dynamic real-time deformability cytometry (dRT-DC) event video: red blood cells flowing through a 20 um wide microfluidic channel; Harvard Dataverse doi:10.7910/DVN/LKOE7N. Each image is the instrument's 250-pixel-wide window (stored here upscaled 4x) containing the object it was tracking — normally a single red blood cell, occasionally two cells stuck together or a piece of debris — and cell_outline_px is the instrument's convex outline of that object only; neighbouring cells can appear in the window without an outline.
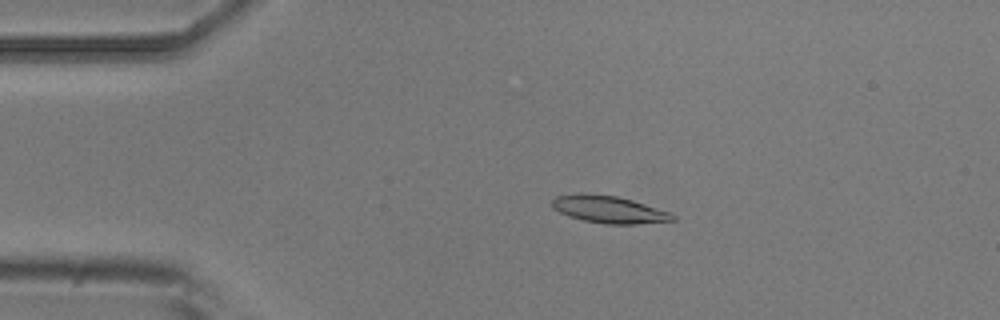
{"species": "common noctule bat (a hibernating species)", "species_latin": "Nyctalus noctula", "temperature_condition": "room temperature", "stored_images_in_passage": 54, "camera_frame_rate_fps": 3000, "um_per_image_px": 0.085, "animal": {"sex": "male", "body_mass_g": 20.5, "forearm_length_mm": 52.5}, "frame": {"image": 1, "passage_image": 11, "time_ms": 3.333, "image_size_px": [1000, 320], "cell_outline_px": [[676, 220], [636, 224], [604, 224], [584, 220], [568, 216], [552, 208], [552, 200], [556, 196], [580, 192], [616, 196], [632, 200], [672, 212], [676, 216]], "centroid_in_image_um": [51.77, 17.8], "position_along_channel_um": 33.2, "area_um2": 19.31}}
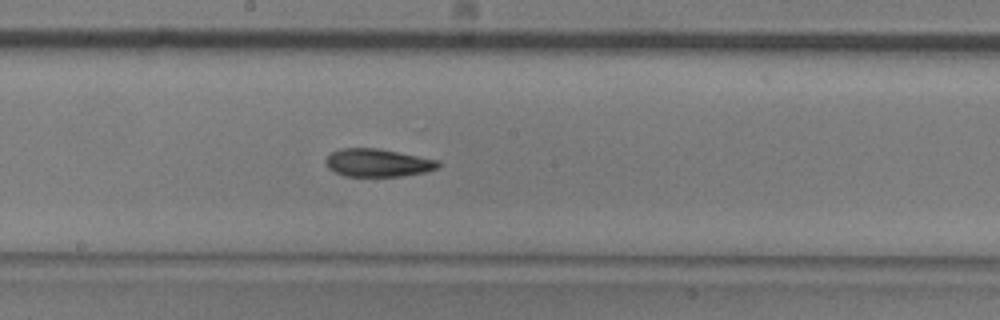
{"frame": {"image": 2, "passage_image": 29, "time_ms": 9.333, "image_size_px": [1000, 320], "cell_outline_px": [[440, 164], [436, 168], [424, 172], [404, 176], [344, 176], [328, 168], [324, 160], [332, 152], [340, 148], [376, 148], [440, 160]], "centroid_in_image_um": [32.09, 13.83], "position_along_channel_um": 216.1, "area_um2": 18.21}}
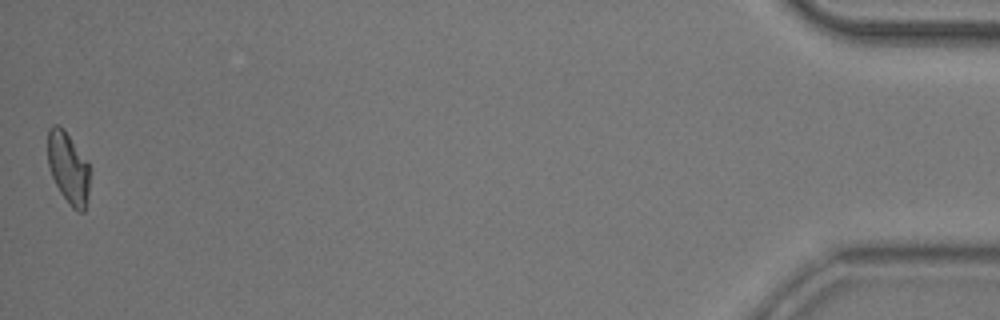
{"frame": {"image": 3, "passage_image": 54, "time_ms": 17.667, "image_size_px": [1000, 320], "cell_outline_px": [[88, 196], [84, 212], [76, 212], [72, 208], [60, 192], [52, 176], [48, 164], [48, 128], [52, 124], [56, 124], [64, 128], [88, 160]], "centroid_in_image_um": [5.8, 14.24], "position_along_channel_um": 429.4, "area_um2": 17.63}, "authors_computed_cell_mechanics": {"area_um2": 18.5827, "velocity_mm_per_s": 3.713, "shape_relaxation_time_tau1_ms": 5.9932, "shape_relaxation_time_tau2_ms": 3.799, "deformation_change_tau1": 0.1738, "deformation_change_tau2": 0.0972}}